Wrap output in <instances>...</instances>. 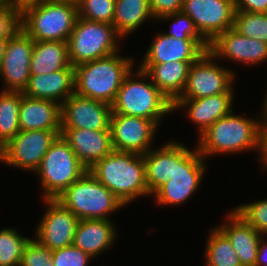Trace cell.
I'll return each instance as SVG.
<instances>
[{
	"label": "cell",
	"mask_w": 267,
	"mask_h": 266,
	"mask_svg": "<svg viewBox=\"0 0 267 266\" xmlns=\"http://www.w3.org/2000/svg\"><path fill=\"white\" fill-rule=\"evenodd\" d=\"M254 118L234 114L232 111L218 119L200 136L197 149L206 159L208 156L234 154L254 150L260 153L262 113Z\"/></svg>",
	"instance_id": "obj_1"
},
{
	"label": "cell",
	"mask_w": 267,
	"mask_h": 266,
	"mask_svg": "<svg viewBox=\"0 0 267 266\" xmlns=\"http://www.w3.org/2000/svg\"><path fill=\"white\" fill-rule=\"evenodd\" d=\"M89 171L124 205L150 195L143 155L113 150Z\"/></svg>",
	"instance_id": "obj_2"
},
{
	"label": "cell",
	"mask_w": 267,
	"mask_h": 266,
	"mask_svg": "<svg viewBox=\"0 0 267 266\" xmlns=\"http://www.w3.org/2000/svg\"><path fill=\"white\" fill-rule=\"evenodd\" d=\"M134 66V58L122 57L118 52L77 65L74 67V93L111 105Z\"/></svg>",
	"instance_id": "obj_3"
},
{
	"label": "cell",
	"mask_w": 267,
	"mask_h": 266,
	"mask_svg": "<svg viewBox=\"0 0 267 266\" xmlns=\"http://www.w3.org/2000/svg\"><path fill=\"white\" fill-rule=\"evenodd\" d=\"M148 80L149 76L139 67L131 70L111 104L112 114L146 118L159 126L164 116L173 113L172 102Z\"/></svg>",
	"instance_id": "obj_4"
},
{
	"label": "cell",
	"mask_w": 267,
	"mask_h": 266,
	"mask_svg": "<svg viewBox=\"0 0 267 266\" xmlns=\"http://www.w3.org/2000/svg\"><path fill=\"white\" fill-rule=\"evenodd\" d=\"M205 159L197 147L190 150L174 140V172L172 179L160 186L153 194L159 206H181L190 199L202 184L206 172Z\"/></svg>",
	"instance_id": "obj_5"
},
{
	"label": "cell",
	"mask_w": 267,
	"mask_h": 266,
	"mask_svg": "<svg viewBox=\"0 0 267 266\" xmlns=\"http://www.w3.org/2000/svg\"><path fill=\"white\" fill-rule=\"evenodd\" d=\"M23 30L34 41L67 42L78 18V8L54 0L22 6Z\"/></svg>",
	"instance_id": "obj_6"
},
{
	"label": "cell",
	"mask_w": 267,
	"mask_h": 266,
	"mask_svg": "<svg viewBox=\"0 0 267 266\" xmlns=\"http://www.w3.org/2000/svg\"><path fill=\"white\" fill-rule=\"evenodd\" d=\"M81 219H106L125 205L88 170L55 198Z\"/></svg>",
	"instance_id": "obj_7"
},
{
	"label": "cell",
	"mask_w": 267,
	"mask_h": 266,
	"mask_svg": "<svg viewBox=\"0 0 267 266\" xmlns=\"http://www.w3.org/2000/svg\"><path fill=\"white\" fill-rule=\"evenodd\" d=\"M88 169L78 160L69 143L59 135L34 172L39 177L43 199H55Z\"/></svg>",
	"instance_id": "obj_8"
},
{
	"label": "cell",
	"mask_w": 267,
	"mask_h": 266,
	"mask_svg": "<svg viewBox=\"0 0 267 266\" xmlns=\"http://www.w3.org/2000/svg\"><path fill=\"white\" fill-rule=\"evenodd\" d=\"M123 40L110 23L78 17L68 39V52L73 67L119 52Z\"/></svg>",
	"instance_id": "obj_9"
},
{
	"label": "cell",
	"mask_w": 267,
	"mask_h": 266,
	"mask_svg": "<svg viewBox=\"0 0 267 266\" xmlns=\"http://www.w3.org/2000/svg\"><path fill=\"white\" fill-rule=\"evenodd\" d=\"M215 56L205 51L189 68L188 79L177 99H197L221 93H235L236 73L217 64Z\"/></svg>",
	"instance_id": "obj_10"
},
{
	"label": "cell",
	"mask_w": 267,
	"mask_h": 266,
	"mask_svg": "<svg viewBox=\"0 0 267 266\" xmlns=\"http://www.w3.org/2000/svg\"><path fill=\"white\" fill-rule=\"evenodd\" d=\"M59 135L61 130H20L0 148V161L10 167L34 173Z\"/></svg>",
	"instance_id": "obj_11"
},
{
	"label": "cell",
	"mask_w": 267,
	"mask_h": 266,
	"mask_svg": "<svg viewBox=\"0 0 267 266\" xmlns=\"http://www.w3.org/2000/svg\"><path fill=\"white\" fill-rule=\"evenodd\" d=\"M182 13L188 15L200 35L211 43L220 33L233 28L234 0H183Z\"/></svg>",
	"instance_id": "obj_12"
},
{
	"label": "cell",
	"mask_w": 267,
	"mask_h": 266,
	"mask_svg": "<svg viewBox=\"0 0 267 266\" xmlns=\"http://www.w3.org/2000/svg\"><path fill=\"white\" fill-rule=\"evenodd\" d=\"M43 201L47 208L36 225L34 239L50 250L73 245L80 219L55 199Z\"/></svg>",
	"instance_id": "obj_13"
},
{
	"label": "cell",
	"mask_w": 267,
	"mask_h": 266,
	"mask_svg": "<svg viewBox=\"0 0 267 266\" xmlns=\"http://www.w3.org/2000/svg\"><path fill=\"white\" fill-rule=\"evenodd\" d=\"M158 127L154 121L146 118L111 114L110 131L113 149L144 155L152 149V140L158 132Z\"/></svg>",
	"instance_id": "obj_14"
},
{
	"label": "cell",
	"mask_w": 267,
	"mask_h": 266,
	"mask_svg": "<svg viewBox=\"0 0 267 266\" xmlns=\"http://www.w3.org/2000/svg\"><path fill=\"white\" fill-rule=\"evenodd\" d=\"M111 105L77 94L61 105V129L110 130Z\"/></svg>",
	"instance_id": "obj_15"
},
{
	"label": "cell",
	"mask_w": 267,
	"mask_h": 266,
	"mask_svg": "<svg viewBox=\"0 0 267 266\" xmlns=\"http://www.w3.org/2000/svg\"><path fill=\"white\" fill-rule=\"evenodd\" d=\"M33 48L34 40L24 30L8 39L0 65L1 80L5 84L3 91L23 92L27 87Z\"/></svg>",
	"instance_id": "obj_16"
},
{
	"label": "cell",
	"mask_w": 267,
	"mask_h": 266,
	"mask_svg": "<svg viewBox=\"0 0 267 266\" xmlns=\"http://www.w3.org/2000/svg\"><path fill=\"white\" fill-rule=\"evenodd\" d=\"M209 51L216 60L241 62L243 65H259L267 62V44L239 34L233 28L220 33L211 43Z\"/></svg>",
	"instance_id": "obj_17"
},
{
	"label": "cell",
	"mask_w": 267,
	"mask_h": 266,
	"mask_svg": "<svg viewBox=\"0 0 267 266\" xmlns=\"http://www.w3.org/2000/svg\"><path fill=\"white\" fill-rule=\"evenodd\" d=\"M208 50L209 43L205 39H177L159 32L155 34L140 64L196 61Z\"/></svg>",
	"instance_id": "obj_18"
},
{
	"label": "cell",
	"mask_w": 267,
	"mask_h": 266,
	"mask_svg": "<svg viewBox=\"0 0 267 266\" xmlns=\"http://www.w3.org/2000/svg\"><path fill=\"white\" fill-rule=\"evenodd\" d=\"M235 93H221L197 99H176L172 103L173 111L185 108L191 123L197 125L198 136L218 119L234 111L233 102Z\"/></svg>",
	"instance_id": "obj_19"
},
{
	"label": "cell",
	"mask_w": 267,
	"mask_h": 266,
	"mask_svg": "<svg viewBox=\"0 0 267 266\" xmlns=\"http://www.w3.org/2000/svg\"><path fill=\"white\" fill-rule=\"evenodd\" d=\"M61 135L88 170L114 150L110 130L61 129Z\"/></svg>",
	"instance_id": "obj_20"
},
{
	"label": "cell",
	"mask_w": 267,
	"mask_h": 266,
	"mask_svg": "<svg viewBox=\"0 0 267 266\" xmlns=\"http://www.w3.org/2000/svg\"><path fill=\"white\" fill-rule=\"evenodd\" d=\"M224 223L217 228L228 238L242 266H255L262 234L250 226L233 209L226 212Z\"/></svg>",
	"instance_id": "obj_21"
},
{
	"label": "cell",
	"mask_w": 267,
	"mask_h": 266,
	"mask_svg": "<svg viewBox=\"0 0 267 266\" xmlns=\"http://www.w3.org/2000/svg\"><path fill=\"white\" fill-rule=\"evenodd\" d=\"M24 95L51 100L60 105L74 94V67L71 65L47 74H31Z\"/></svg>",
	"instance_id": "obj_22"
},
{
	"label": "cell",
	"mask_w": 267,
	"mask_h": 266,
	"mask_svg": "<svg viewBox=\"0 0 267 266\" xmlns=\"http://www.w3.org/2000/svg\"><path fill=\"white\" fill-rule=\"evenodd\" d=\"M19 127L21 131L61 130V105L51 100L31 98L21 92Z\"/></svg>",
	"instance_id": "obj_23"
},
{
	"label": "cell",
	"mask_w": 267,
	"mask_h": 266,
	"mask_svg": "<svg viewBox=\"0 0 267 266\" xmlns=\"http://www.w3.org/2000/svg\"><path fill=\"white\" fill-rule=\"evenodd\" d=\"M113 223L106 219H81L77 225L73 245L92 258H97L99 254L112 247L118 237Z\"/></svg>",
	"instance_id": "obj_24"
},
{
	"label": "cell",
	"mask_w": 267,
	"mask_h": 266,
	"mask_svg": "<svg viewBox=\"0 0 267 266\" xmlns=\"http://www.w3.org/2000/svg\"><path fill=\"white\" fill-rule=\"evenodd\" d=\"M195 61H170L162 64H139L151 82L173 103L182 93L189 68Z\"/></svg>",
	"instance_id": "obj_25"
},
{
	"label": "cell",
	"mask_w": 267,
	"mask_h": 266,
	"mask_svg": "<svg viewBox=\"0 0 267 266\" xmlns=\"http://www.w3.org/2000/svg\"><path fill=\"white\" fill-rule=\"evenodd\" d=\"M71 66L68 42L34 41L30 72L31 74H49Z\"/></svg>",
	"instance_id": "obj_26"
},
{
	"label": "cell",
	"mask_w": 267,
	"mask_h": 266,
	"mask_svg": "<svg viewBox=\"0 0 267 266\" xmlns=\"http://www.w3.org/2000/svg\"><path fill=\"white\" fill-rule=\"evenodd\" d=\"M147 188L150 196L164 183L171 180L174 172V141L166 142L158 149H150L143 155Z\"/></svg>",
	"instance_id": "obj_27"
},
{
	"label": "cell",
	"mask_w": 267,
	"mask_h": 266,
	"mask_svg": "<svg viewBox=\"0 0 267 266\" xmlns=\"http://www.w3.org/2000/svg\"><path fill=\"white\" fill-rule=\"evenodd\" d=\"M149 18L154 21L150 0H116L112 25L124 39Z\"/></svg>",
	"instance_id": "obj_28"
},
{
	"label": "cell",
	"mask_w": 267,
	"mask_h": 266,
	"mask_svg": "<svg viewBox=\"0 0 267 266\" xmlns=\"http://www.w3.org/2000/svg\"><path fill=\"white\" fill-rule=\"evenodd\" d=\"M21 92L0 91V148L19 132Z\"/></svg>",
	"instance_id": "obj_29"
},
{
	"label": "cell",
	"mask_w": 267,
	"mask_h": 266,
	"mask_svg": "<svg viewBox=\"0 0 267 266\" xmlns=\"http://www.w3.org/2000/svg\"><path fill=\"white\" fill-rule=\"evenodd\" d=\"M205 248V266H242L228 238L217 228L209 231Z\"/></svg>",
	"instance_id": "obj_30"
},
{
	"label": "cell",
	"mask_w": 267,
	"mask_h": 266,
	"mask_svg": "<svg viewBox=\"0 0 267 266\" xmlns=\"http://www.w3.org/2000/svg\"><path fill=\"white\" fill-rule=\"evenodd\" d=\"M31 238L15 228L0 229V266H20L24 249Z\"/></svg>",
	"instance_id": "obj_31"
},
{
	"label": "cell",
	"mask_w": 267,
	"mask_h": 266,
	"mask_svg": "<svg viewBox=\"0 0 267 266\" xmlns=\"http://www.w3.org/2000/svg\"><path fill=\"white\" fill-rule=\"evenodd\" d=\"M233 29L243 36L267 44V13L235 11Z\"/></svg>",
	"instance_id": "obj_32"
},
{
	"label": "cell",
	"mask_w": 267,
	"mask_h": 266,
	"mask_svg": "<svg viewBox=\"0 0 267 266\" xmlns=\"http://www.w3.org/2000/svg\"><path fill=\"white\" fill-rule=\"evenodd\" d=\"M116 0H82L78 17L96 22L112 24Z\"/></svg>",
	"instance_id": "obj_33"
},
{
	"label": "cell",
	"mask_w": 267,
	"mask_h": 266,
	"mask_svg": "<svg viewBox=\"0 0 267 266\" xmlns=\"http://www.w3.org/2000/svg\"><path fill=\"white\" fill-rule=\"evenodd\" d=\"M233 210L257 232L267 235V199L241 204Z\"/></svg>",
	"instance_id": "obj_34"
},
{
	"label": "cell",
	"mask_w": 267,
	"mask_h": 266,
	"mask_svg": "<svg viewBox=\"0 0 267 266\" xmlns=\"http://www.w3.org/2000/svg\"><path fill=\"white\" fill-rule=\"evenodd\" d=\"M173 22L169 25L170 32L163 34L177 39H204L196 29L193 20L182 12L165 15L157 19L159 22L163 20Z\"/></svg>",
	"instance_id": "obj_35"
},
{
	"label": "cell",
	"mask_w": 267,
	"mask_h": 266,
	"mask_svg": "<svg viewBox=\"0 0 267 266\" xmlns=\"http://www.w3.org/2000/svg\"><path fill=\"white\" fill-rule=\"evenodd\" d=\"M23 30L22 6L14 4L4 11H0V37L15 38Z\"/></svg>",
	"instance_id": "obj_36"
},
{
	"label": "cell",
	"mask_w": 267,
	"mask_h": 266,
	"mask_svg": "<svg viewBox=\"0 0 267 266\" xmlns=\"http://www.w3.org/2000/svg\"><path fill=\"white\" fill-rule=\"evenodd\" d=\"M92 259L94 258L74 245L52 250L53 266H88Z\"/></svg>",
	"instance_id": "obj_37"
},
{
	"label": "cell",
	"mask_w": 267,
	"mask_h": 266,
	"mask_svg": "<svg viewBox=\"0 0 267 266\" xmlns=\"http://www.w3.org/2000/svg\"><path fill=\"white\" fill-rule=\"evenodd\" d=\"M20 266H53L52 250L36 239H30L24 249Z\"/></svg>",
	"instance_id": "obj_38"
},
{
	"label": "cell",
	"mask_w": 267,
	"mask_h": 266,
	"mask_svg": "<svg viewBox=\"0 0 267 266\" xmlns=\"http://www.w3.org/2000/svg\"><path fill=\"white\" fill-rule=\"evenodd\" d=\"M183 0H150L152 15L155 19L181 12Z\"/></svg>",
	"instance_id": "obj_39"
},
{
	"label": "cell",
	"mask_w": 267,
	"mask_h": 266,
	"mask_svg": "<svg viewBox=\"0 0 267 266\" xmlns=\"http://www.w3.org/2000/svg\"><path fill=\"white\" fill-rule=\"evenodd\" d=\"M235 11L267 13V0H234Z\"/></svg>",
	"instance_id": "obj_40"
},
{
	"label": "cell",
	"mask_w": 267,
	"mask_h": 266,
	"mask_svg": "<svg viewBox=\"0 0 267 266\" xmlns=\"http://www.w3.org/2000/svg\"><path fill=\"white\" fill-rule=\"evenodd\" d=\"M259 158L264 170L267 169V121H263L261 128V141Z\"/></svg>",
	"instance_id": "obj_41"
},
{
	"label": "cell",
	"mask_w": 267,
	"mask_h": 266,
	"mask_svg": "<svg viewBox=\"0 0 267 266\" xmlns=\"http://www.w3.org/2000/svg\"><path fill=\"white\" fill-rule=\"evenodd\" d=\"M267 235H262L259 242L255 266H267Z\"/></svg>",
	"instance_id": "obj_42"
},
{
	"label": "cell",
	"mask_w": 267,
	"mask_h": 266,
	"mask_svg": "<svg viewBox=\"0 0 267 266\" xmlns=\"http://www.w3.org/2000/svg\"><path fill=\"white\" fill-rule=\"evenodd\" d=\"M8 39L4 37H0V65L3 60V56L5 53L6 45H7Z\"/></svg>",
	"instance_id": "obj_43"
},
{
	"label": "cell",
	"mask_w": 267,
	"mask_h": 266,
	"mask_svg": "<svg viewBox=\"0 0 267 266\" xmlns=\"http://www.w3.org/2000/svg\"><path fill=\"white\" fill-rule=\"evenodd\" d=\"M13 5L14 3L12 2V0H0V11L7 10Z\"/></svg>",
	"instance_id": "obj_44"
},
{
	"label": "cell",
	"mask_w": 267,
	"mask_h": 266,
	"mask_svg": "<svg viewBox=\"0 0 267 266\" xmlns=\"http://www.w3.org/2000/svg\"><path fill=\"white\" fill-rule=\"evenodd\" d=\"M266 96H264V101H263V104H262V108H261V113H262V116H263V120L264 121H267V93L265 94Z\"/></svg>",
	"instance_id": "obj_45"
},
{
	"label": "cell",
	"mask_w": 267,
	"mask_h": 266,
	"mask_svg": "<svg viewBox=\"0 0 267 266\" xmlns=\"http://www.w3.org/2000/svg\"><path fill=\"white\" fill-rule=\"evenodd\" d=\"M54 1L62 2V3H66V4H71V5H74L76 7H78L82 2V0H54Z\"/></svg>",
	"instance_id": "obj_46"
},
{
	"label": "cell",
	"mask_w": 267,
	"mask_h": 266,
	"mask_svg": "<svg viewBox=\"0 0 267 266\" xmlns=\"http://www.w3.org/2000/svg\"><path fill=\"white\" fill-rule=\"evenodd\" d=\"M36 1H41V0H12V2L18 6H23L25 4L36 2Z\"/></svg>",
	"instance_id": "obj_47"
}]
</instances>
